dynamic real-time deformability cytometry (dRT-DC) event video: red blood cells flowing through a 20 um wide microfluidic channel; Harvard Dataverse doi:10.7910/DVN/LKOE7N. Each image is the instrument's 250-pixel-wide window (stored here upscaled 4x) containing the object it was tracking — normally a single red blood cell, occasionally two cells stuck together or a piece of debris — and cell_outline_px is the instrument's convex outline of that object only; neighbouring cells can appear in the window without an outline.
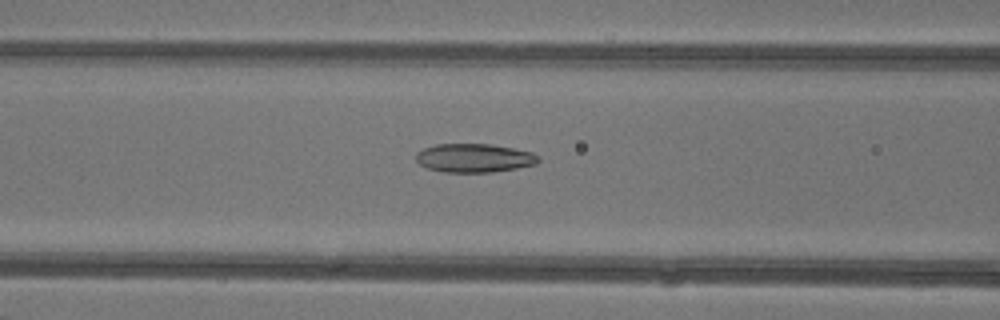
{"species": "common noctule bat (a hibernating species)", "species_latin": "Nyctalus noctula", "temperature_condition": "warm", "stored_images_in_passage": 48, "camera_frame_rate_fps": 3000, "um_per_image_px": 0.085, "animal": {"sex": "female"}, "frame": {"image": 1, "passage_image": 21, "time_ms": 6.667, "image_size_px": [1000, 320], "cell_outline_px": [[540, 160], [536, 164], [516, 168], [492, 172], [444, 172], [428, 168], [420, 164], [416, 160], [416, 152], [424, 148], [436, 144], [492, 144], [532, 152]], "centroid_in_image_um": [40.29, 13.42], "position_along_channel_um": 126.3, "area_um2": 20.35}}
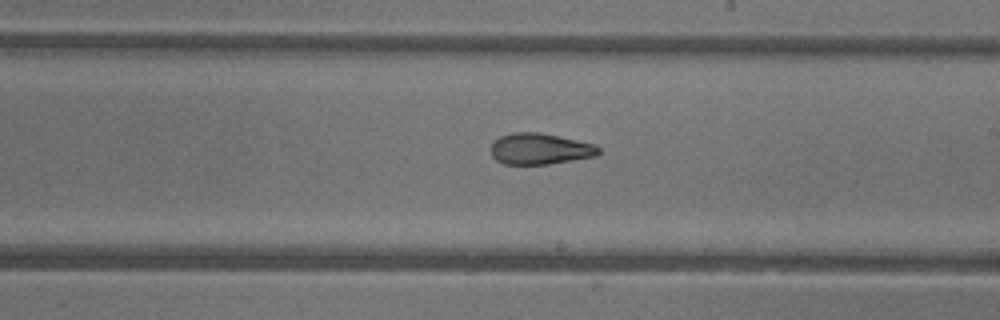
{"frame": {"image": 2, "passage_image": 29, "time_ms": 9.333, "image_size_px": [1000, 320], "cell_outline_px": [[600, 152], [596, 156], [548, 164], [504, 164], [496, 160], [492, 156], [492, 144], [500, 136], [512, 132], [540, 132], [596, 144], [600, 148]], "centroid_in_image_um": [45.91, 12.65], "position_along_channel_um": 243.1, "area_um2": 19.54}}
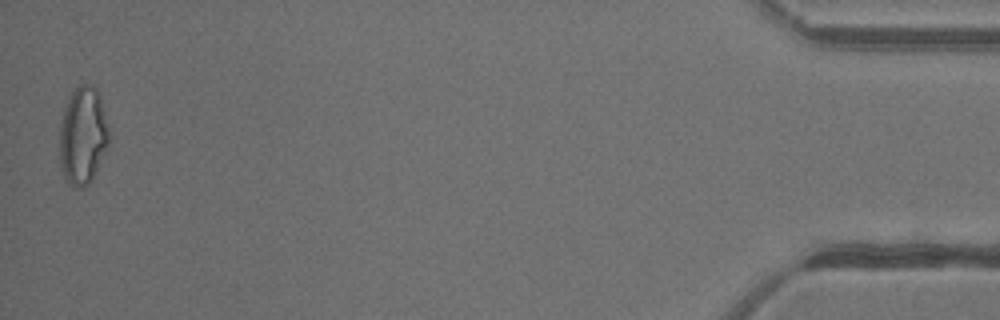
{"frame": {"image": 3, "passage_image": 48, "time_ms": 15.667, "image_size_px": [1000, 320], "cell_outline_px": [[108, 144], [96, 172], [88, 184], [80, 188], [76, 188], [68, 184], [64, 180], [60, 168], [60, 124], [64, 108], [72, 92], [80, 84], [92, 84], [96, 88], [100, 96], [108, 128]], "centroid_in_image_um": [7.02, 11.56], "position_along_channel_um": 428.2, "area_um2": 28.09}, "authors_computed_cell_mechanics": {"area_um2": 22.3397, "velocity_mm_per_s": 4.3871, "shape_relaxation_time_tau1_ms": 10.1332, "shape_relaxation_time_tau2_ms": 1.9821, "deformation_change_tau1": 0.2677, "deformation_change_tau2": 0.0938}}